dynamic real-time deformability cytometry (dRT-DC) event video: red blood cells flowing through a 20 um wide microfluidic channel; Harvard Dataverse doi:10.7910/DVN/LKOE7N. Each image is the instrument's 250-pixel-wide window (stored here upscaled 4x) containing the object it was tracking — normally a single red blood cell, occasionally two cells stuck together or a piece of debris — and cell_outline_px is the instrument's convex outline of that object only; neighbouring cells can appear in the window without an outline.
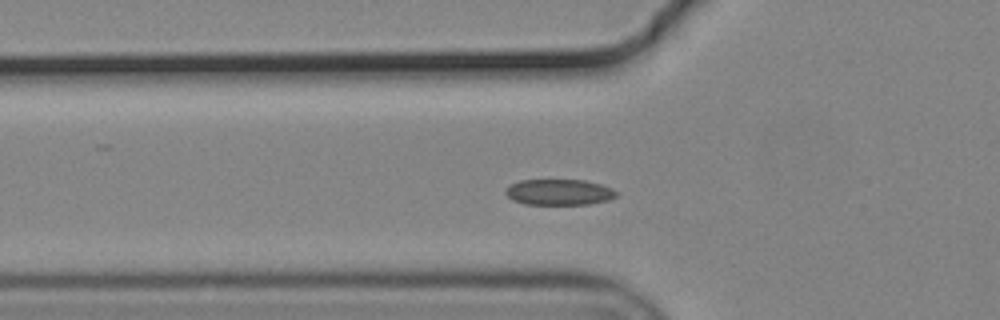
{"species": "common noctule bat (a hibernating species)", "species_latin": "Nyctalus noctula", "temperature_condition": "cold", "stored_images_in_passage": 48, "camera_frame_rate_fps": 3000, "um_per_image_px": 0.085, "animal": {"sex": "male", "body_mass_g": 19.2, "forearm_length_mm": 51.8}, "frame": {"image": 1, "passage_image": 11, "time_ms": 3.333, "image_size_px": [1000, 320], "cell_outline_px": [[620, 192], [616, 196], [608, 200], [588, 204], [524, 204], [512, 200], [504, 192], [504, 188], [520, 180], [584, 180], [600, 184], [612, 188]], "centroid_in_image_um": [47.52, 16.33], "position_along_channel_um": 78.3, "area_um2": 16.76}}
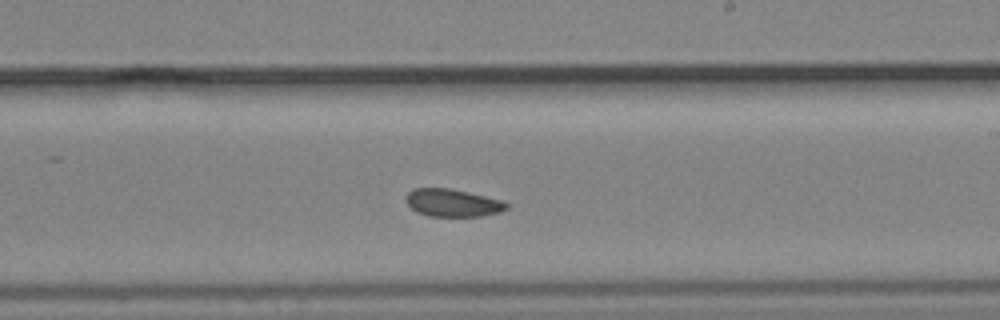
{"frame": {"image": 2, "passage_image": 25, "time_ms": 8.0, "image_size_px": [1000, 320], "cell_outline_px": [[508, 208], [500, 212], [480, 216], [428, 216], [416, 212], [404, 200], [404, 196], [412, 188], [448, 188], [468, 192], [500, 200], [508, 204]], "centroid_in_image_um": [38.41, 17.24], "position_along_channel_um": 250.6, "area_um2": 16.18}}
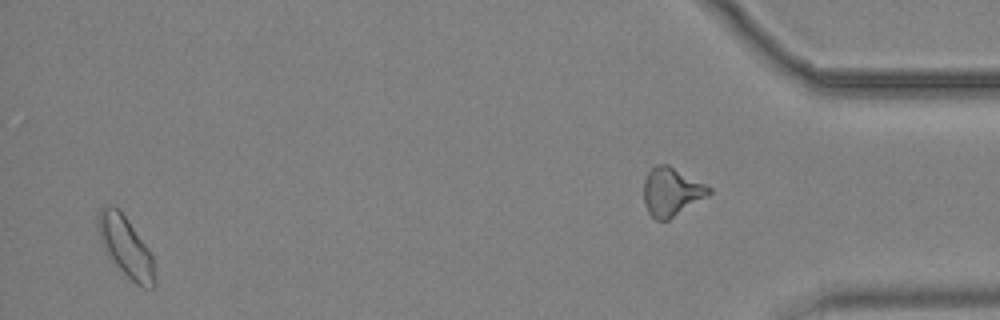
{"frame": {"image": 3, "passage_image": 46, "time_ms": 15.0, "image_size_px": [1000, 320], "cell_outline_px": [[156, 284], [152, 288], [144, 288], [136, 284], [112, 260], [104, 248], [100, 240], [96, 228], [96, 220], [100, 208], [112, 204], [128, 220], [152, 256], [156, 276]], "centroid_in_image_um": [10.67, 20.97], "position_along_channel_um": 424.5, "area_um2": 19.59}, "authors_computed_cell_mechanics": {"area_um2": 17.1955, "velocity_mm_per_s": 3.6753, "shape_relaxation_time_tau1_ms": 2.8403, "shape_relaxation_time_tau2_ms": 3.6718, "deformation_change_tau1": 0.0681, "deformation_change_tau2": 0.078}}